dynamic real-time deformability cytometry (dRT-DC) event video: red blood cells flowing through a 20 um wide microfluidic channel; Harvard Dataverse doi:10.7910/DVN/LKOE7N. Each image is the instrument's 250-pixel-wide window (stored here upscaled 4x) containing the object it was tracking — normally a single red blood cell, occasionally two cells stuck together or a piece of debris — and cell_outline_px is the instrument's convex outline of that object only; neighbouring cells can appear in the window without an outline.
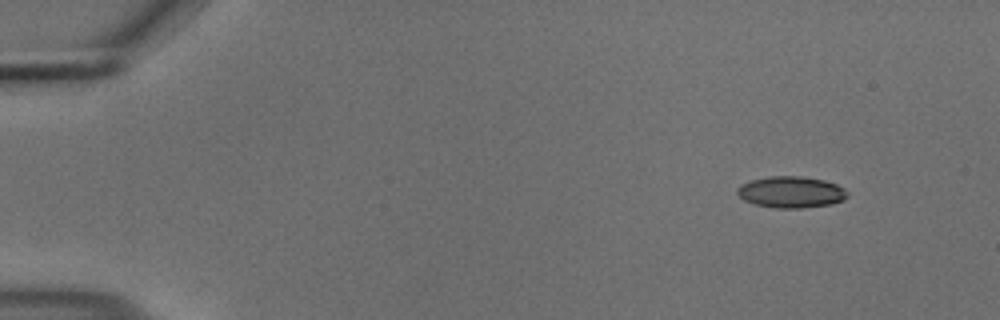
{"species": "common noctule bat (a hibernating species)", "species_latin": "Nyctalus noctula", "temperature_condition": "cold", "stored_images_in_passage": 50, "camera_frame_rate_fps": 3000, "um_per_image_px": 0.085, "animal": {"sex": "male", "body_mass_g": 18.8}, "frame": {"image": 1, "passage_image": 1, "time_ms": 0.0, "image_size_px": [1000, 320], "cell_outline_px": [[848, 196], [844, 200], [832, 204], [800, 208], [776, 208], [756, 204], [744, 200], [736, 192], [736, 188], [740, 184], [752, 180], [768, 176], [800, 176], [824, 180], [836, 184], [844, 188], [848, 192]], "centroid_in_image_um": [67.25, 16.32], "position_along_channel_um": 17.8, "area_um2": 20.23}}
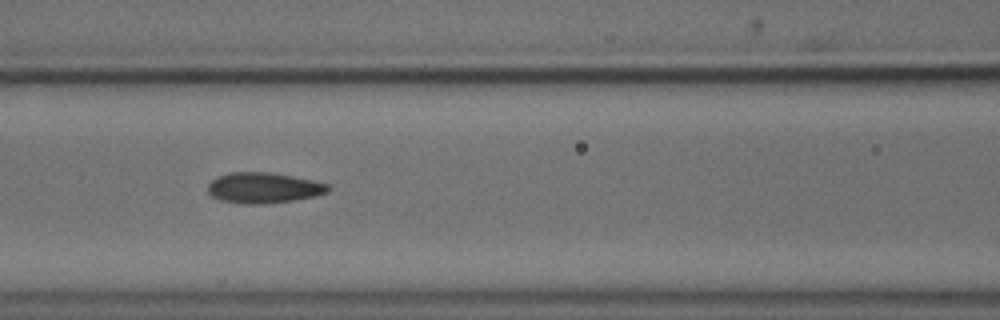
{"frame": {"image": 2, "passage_image": 20, "time_ms": 6.333, "image_size_px": [1000, 320], "cell_outline_px": [[332, 188], [328, 192], [316, 196], [292, 200], [264, 204], [244, 204], [220, 200], [212, 196], [208, 192], [208, 184], [216, 176], [228, 172], [268, 172], [292, 176], [332, 184]], "centroid_in_image_um": [22.42, 15.96], "position_along_channel_um": 144.2, "area_um2": 21.68}}
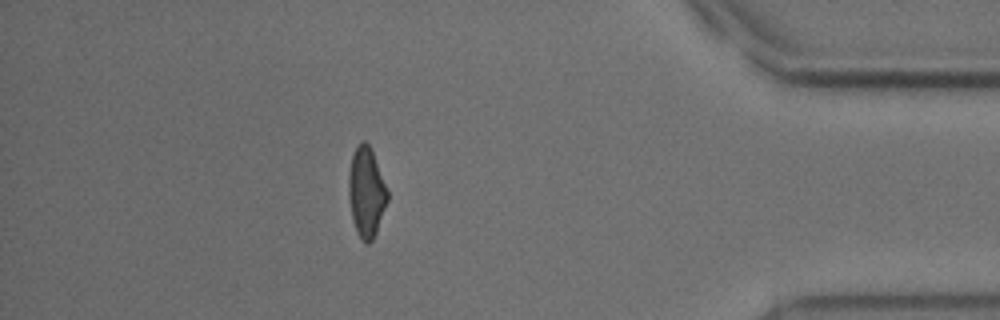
{"frame": {"image": 3, "passage_image": 44, "time_ms": 14.333, "image_size_px": [1000, 320], "cell_outline_px": [[388, 200], [376, 232], [372, 240], [368, 244], [364, 244], [356, 232], [352, 220], [348, 196], [348, 176], [352, 156], [356, 148], [364, 140], [372, 148], [388, 192]], "centroid_in_image_um": [31.13, 16.36], "position_along_channel_um": 404.1, "area_um2": 20.4}, "authors_computed_cell_mechanics": {"area_um2": 20.8947, "velocity_mm_per_s": 3.7129, "shape_relaxation_time_tau1_ms": 6.8216, "shape_relaxation_time_tau2_ms": 1.7028, "deformation_change_tau1": 0.159, "deformation_change_tau2": 0.0744}}